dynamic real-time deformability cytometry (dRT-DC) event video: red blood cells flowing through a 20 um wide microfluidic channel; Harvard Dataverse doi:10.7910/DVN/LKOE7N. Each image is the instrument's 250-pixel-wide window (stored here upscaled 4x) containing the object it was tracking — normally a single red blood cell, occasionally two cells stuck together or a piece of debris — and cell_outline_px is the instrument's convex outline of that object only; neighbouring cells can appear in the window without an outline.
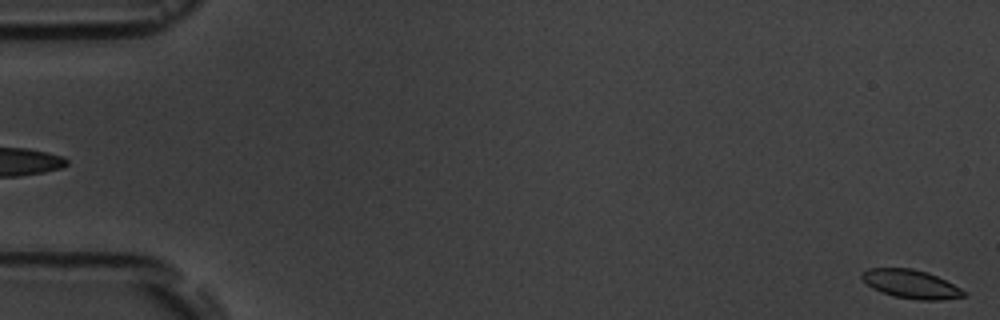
{"species": "common noctule bat (a hibernating species)", "species_latin": "Nyctalus noctula", "temperature_condition": "room temperature", "stored_images_in_passage": 5, "segment_of_instrument_passage": [2, 2], "camera_frame_rate_fps": 3000, "um_per_image_px": 0.085, "animal": {"sex": "male", "body_mass_g": 19.5, "forearm_length_mm": 54.6}, "frame": {"image": 1, "passage_image": 5, "time_ms": 5.667, "image_size_px": [1000, 320], "cell_outline_px": [[968, 296], [940, 300], [920, 300], [896, 296], [880, 292], [872, 288], [860, 276], [860, 272], [868, 268], [912, 268], [928, 272], [960, 288]], "centroid_in_image_um": [77.4, 24.14], "position_along_channel_um": 7.6, "area_um2": 16.88}}